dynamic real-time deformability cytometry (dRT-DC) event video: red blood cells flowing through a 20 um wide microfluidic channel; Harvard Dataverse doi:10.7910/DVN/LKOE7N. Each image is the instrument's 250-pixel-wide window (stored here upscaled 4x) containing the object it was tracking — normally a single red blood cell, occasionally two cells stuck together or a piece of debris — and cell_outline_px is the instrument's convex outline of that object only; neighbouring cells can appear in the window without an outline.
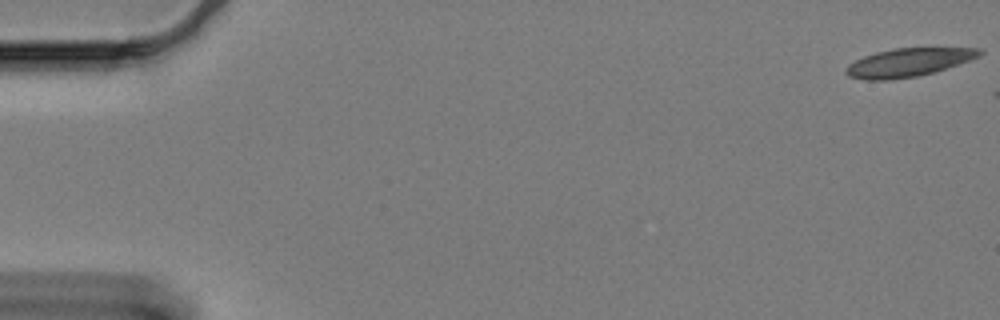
{"species": "Egyptian fruit bat (a non-hibernating species)", "species_latin": "Rousettus aegyptiacus", "temperature_condition": "cold", "stored_images_in_passage": 58, "camera_frame_rate_fps": 3000, "um_per_image_px": 0.085, "animal": {"sex": "female"}, "frame": {"image": 1, "passage_image": 1, "time_ms": 0.0, "image_size_px": [1000, 320], "cell_outline_px": [[984, 52], [980, 56], [932, 72], [916, 76], [888, 80], [864, 80], [848, 76], [844, 72], [844, 68], [848, 64], [864, 56], [876, 52], [892, 48], [984, 48]], "centroid_in_image_um": [77.16, 5.3], "position_along_channel_um": 7.8, "area_um2": 21.91}}
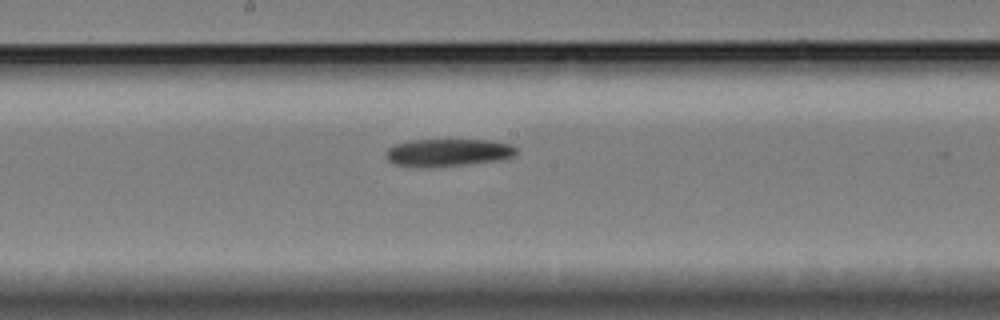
{"frame": {"image": 2, "passage_image": 33, "time_ms": 10.667, "image_size_px": [1000, 320], "cell_outline_px": [[516, 152], [512, 156], [496, 160], [464, 164], [396, 164], [388, 160], [388, 148], [396, 144], [408, 140], [492, 140], [508, 144], [516, 148]], "centroid_in_image_um": [38.13, 12.9], "position_along_channel_um": 210.1, "area_um2": 19.54}}
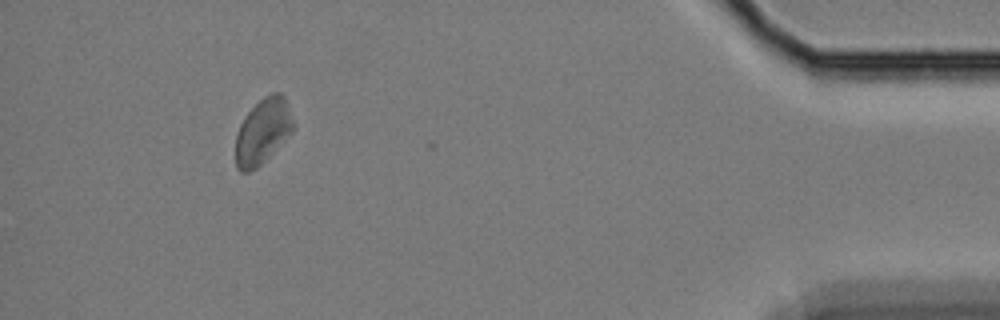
{"frame": {"image": 3, "passage_image": 57, "time_ms": 18.667, "image_size_px": [1000, 320], "cell_outline_px": [[292, 132], [256, 168], [248, 172], [240, 172], [236, 168], [236, 132], [240, 124], [248, 112], [264, 96], [272, 92], [280, 92], [284, 96], [292, 120]], "centroid_in_image_um": [22.3, 11.16], "position_along_channel_um": 412.9, "area_um2": 21.44}}